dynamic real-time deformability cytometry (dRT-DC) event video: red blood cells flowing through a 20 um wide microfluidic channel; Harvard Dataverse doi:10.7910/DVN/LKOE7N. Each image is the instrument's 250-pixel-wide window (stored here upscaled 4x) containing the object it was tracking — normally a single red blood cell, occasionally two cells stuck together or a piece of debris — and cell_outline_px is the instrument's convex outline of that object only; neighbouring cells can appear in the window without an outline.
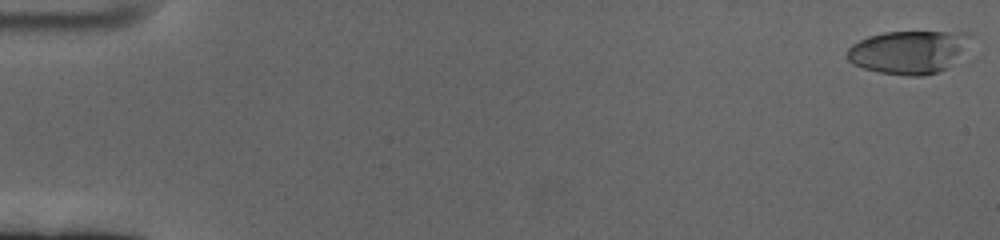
{"species": "human", "species_latin": "Homo sapiens", "temperature_condition": "cold", "stored_images_in_passage": 61, "camera_frame_rate_fps": 3000, "um_per_image_px": 0.085, "donor": {"sex": "female"}, "frame": {"image": 1, "passage_image": 1, "time_ms": 0.0, "image_size_px": [1000, 240], "cell_outline_px": [[972, 32], [948, 68], [924, 76], [908, 76], [880, 72], [864, 68], [852, 64], [848, 60], [848, 48], [852, 44], [868, 36], [884, 32]], "centroid_in_image_um": [77.14, 4.42], "position_along_channel_um": 7.9, "area_um2": 30.29}}
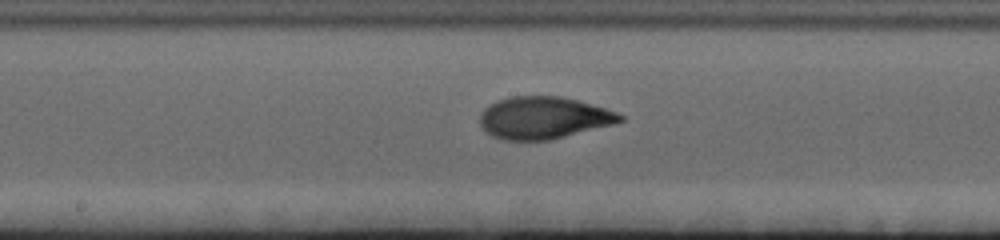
{"frame": {"image": 2, "passage_image": 33, "time_ms": 10.667, "image_size_px": [1000, 240], "cell_outline_px": [[624, 120], [612, 124], [548, 140], [504, 140], [492, 136], [480, 124], [480, 116], [484, 108], [496, 100], [512, 96], [560, 96], [576, 100], [604, 108], [616, 112], [624, 116]], "centroid_in_image_um": [46.17, 10.0], "position_along_channel_um": 202.0, "area_um2": 33.99}}
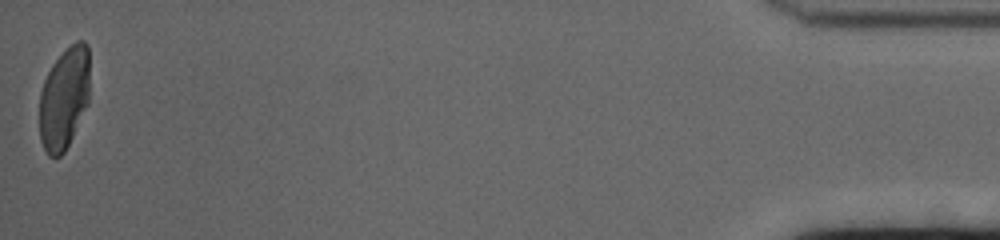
{"frame": {"image": 3, "passage_image": 61, "time_ms": 20.0, "image_size_px": [1000, 240], "cell_outline_px": [[88, 104], [64, 152], [60, 156], [48, 156], [40, 140], [40, 92], [44, 80], [52, 64], [76, 40], [84, 40], [88, 44]], "centroid_in_image_um": [5.44, 8.35], "position_along_channel_um": 429.8, "area_um2": 29.54}, "authors_computed_cell_mechanics": {"area_um2": 33.1194, "velocity_mm_per_s": 3.3702, "shape_relaxation_time_tau1_ms": 5.2296, "shape_relaxation_time_tau2_ms": 1.0606, "deformation_change_tau1": 0.2226, "deformation_change_tau2": 0.058}}